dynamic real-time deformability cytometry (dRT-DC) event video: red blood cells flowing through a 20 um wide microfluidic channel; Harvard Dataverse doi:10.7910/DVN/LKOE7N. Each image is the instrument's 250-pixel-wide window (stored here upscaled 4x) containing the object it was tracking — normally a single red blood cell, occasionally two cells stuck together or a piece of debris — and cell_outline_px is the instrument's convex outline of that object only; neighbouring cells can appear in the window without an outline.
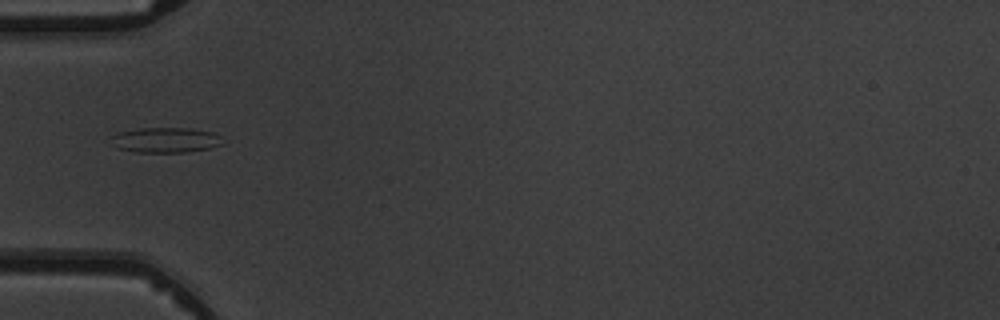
{"species": "common noctule bat (a hibernating species)", "species_latin": "Nyctalus noctula", "temperature_condition": "warm", "stored_images_in_passage": 1, "camera_frame_rate_fps": 3000, "um_per_image_px": 0.085, "animal": {"sex": "male", "body_mass_g": 19.5, "forearm_length_mm": 54.6}, "frame": {"image": 1, "passage_image": 1, "time_ms": 0.0, "image_size_px": [1000, 320], "cell_outline_px": [[224, 144], [212, 148], [184, 152], [136, 152], [116, 148], [108, 136], [116, 132], [140, 128], [188, 128], [212, 132], [220, 136]], "centroid_in_image_um": [14.03, 11.9], "position_along_channel_um": 71.0, "area_um2": 16.59}}